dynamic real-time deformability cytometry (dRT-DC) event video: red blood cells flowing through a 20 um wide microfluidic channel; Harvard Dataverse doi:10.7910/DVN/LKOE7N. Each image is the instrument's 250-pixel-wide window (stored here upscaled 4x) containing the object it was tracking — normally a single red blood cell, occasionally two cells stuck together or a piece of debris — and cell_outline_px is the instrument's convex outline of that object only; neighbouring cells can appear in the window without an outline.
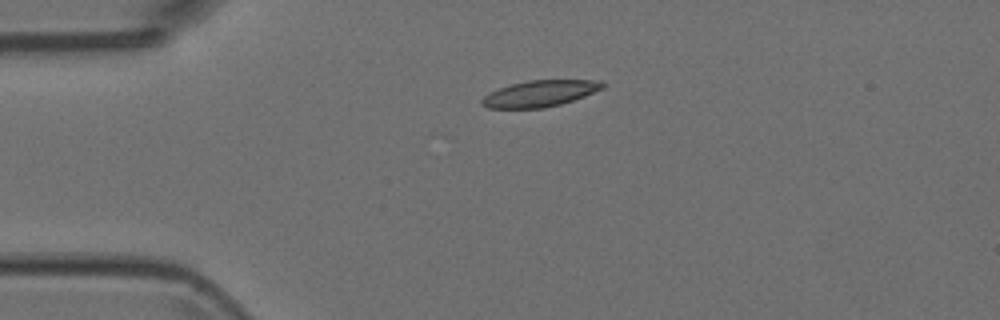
{"species": "Egyptian fruit bat (a non-hibernating species)", "species_latin": "Rousettus aegyptiacus", "temperature_condition": "room temperature", "stored_images_in_passage": 10, "camera_frame_rate_fps": 3000, "um_per_image_px": 0.085, "animal": {"sex": "female"}, "frame": {"image": 1, "passage_image": 4, "time_ms": 1.0, "image_size_px": [1000, 320], "cell_outline_px": [[604, 88], [584, 96], [560, 104], [544, 108], [488, 108], [480, 104], [480, 100], [488, 92], [512, 84], [528, 80], [600, 80], [604, 84]], "centroid_in_image_um": [45.86, 7.95], "position_along_channel_um": 39.1, "area_um2": 18.44}}
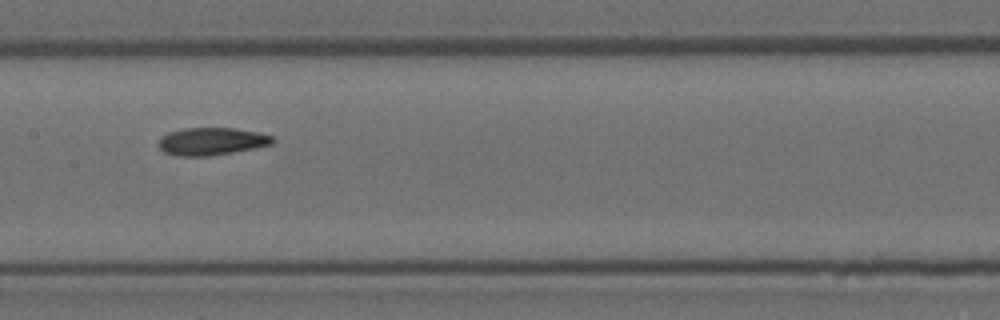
{"frame": {"image": 2, "passage_image": 8, "time_ms": 2.333, "image_size_px": [1000, 320], "cell_outline_px": [[276, 140], [272, 144], [256, 148], [208, 156], [180, 156], [164, 152], [156, 144], [160, 136], [168, 132], [184, 128], [236, 128], [256, 132], [272, 136]], "centroid_in_image_um": [17.95, 12.01], "position_along_channel_um": 189.4, "area_um2": 18.44}}
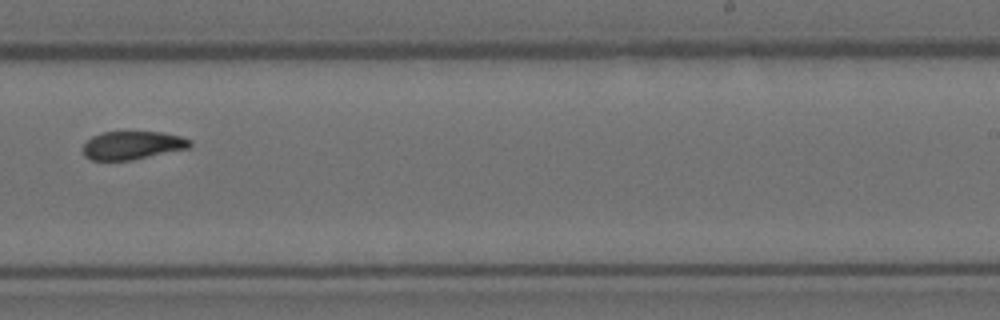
{"frame": {"image": 3, "passage_image": 10, "time_ms": 3.0, "image_size_px": [1000, 320], "cell_outline_px": [[192, 144], [188, 148], [132, 160], [92, 160], [84, 156], [84, 144], [92, 136], [100, 132], [164, 132], [180, 136], [192, 140]], "centroid_in_image_um": [11.26, 12.34], "position_along_channel_um": 277.7, "area_um2": 17.57}}